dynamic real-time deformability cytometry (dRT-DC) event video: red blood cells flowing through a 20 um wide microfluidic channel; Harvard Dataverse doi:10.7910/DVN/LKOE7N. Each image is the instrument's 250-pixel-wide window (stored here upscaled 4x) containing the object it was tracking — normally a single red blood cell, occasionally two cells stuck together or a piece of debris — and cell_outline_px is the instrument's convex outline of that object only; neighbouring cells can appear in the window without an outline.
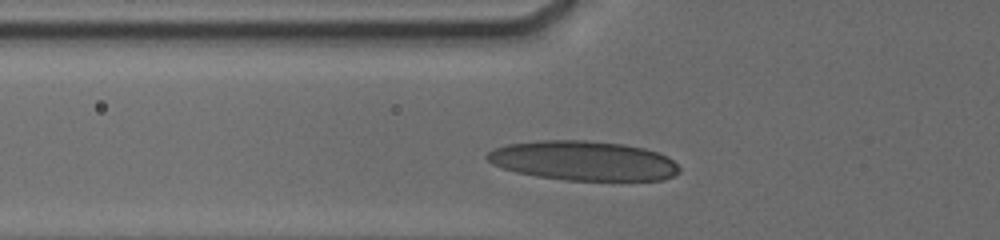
{"species": "human", "species_latin": "Homo sapiens", "temperature_condition": "cold", "stored_images_in_passage": 30, "camera_frame_rate_fps": 3000, "um_per_image_px": 0.085, "donor": {"sex": "male"}, "frame": {"image": 1, "passage_image": 2, "time_ms": 0.667, "image_size_px": [1000, 240], "cell_outline_px": [[680, 172], [664, 180], [564, 180], [536, 176], [516, 172], [492, 164], [484, 156], [492, 148], [508, 144], [536, 140], [584, 140], [624, 144], [644, 148], [668, 156], [680, 168]], "centroid_in_image_um": [49.56, 13.66], "position_along_channel_um": 76.2, "area_um2": 44.45}}
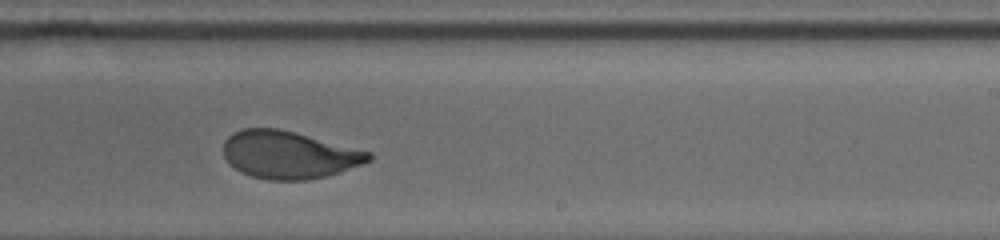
{"frame": {"image": 2, "passage_image": 16, "time_ms": 5.667, "image_size_px": [1000, 240], "cell_outline_px": [[372, 160], [324, 176], [304, 180], [268, 180], [252, 176], [240, 172], [228, 164], [224, 156], [224, 140], [232, 132], [244, 128], [276, 128], [372, 152]], "centroid_in_image_um": [24.48, 13.15], "position_along_channel_um": 264.5, "area_um2": 39.82}}
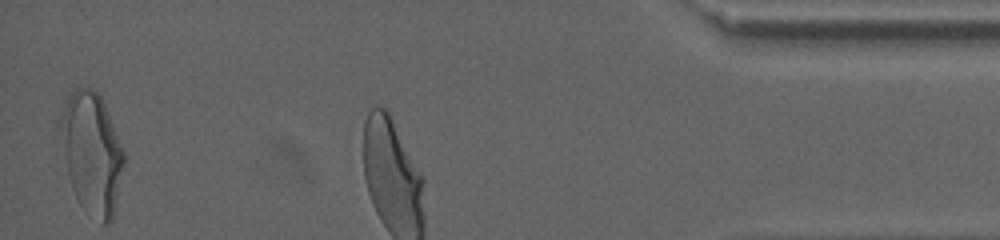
{"frame": {"image": 3, "passage_image": 30, "time_ms": 10.0, "image_size_px": [1000, 240], "cell_outline_px": [[124, 160], [112, 220], [108, 224], [100, 224], [80, 204], [72, 188], [68, 176], [56, 124], [56, 120], [68, 92], [76, 88], [92, 88], [100, 96], [104, 104], [124, 152]], "centroid_in_image_um": [7.73, 12.95], "position_along_channel_um": 427.5, "area_um2": 45.08}, "authors_computed_cell_mechanics": {"area_um2": 40.8646, "velocity_mm_per_s": 3.7656, "shape_relaxation_time_tau1_ms": 3.7544, "shape_relaxation_time_tau2_ms": 0.6635, "deformation_change_tau1": 0.1633, "deformation_change_tau2": 0.0626}}